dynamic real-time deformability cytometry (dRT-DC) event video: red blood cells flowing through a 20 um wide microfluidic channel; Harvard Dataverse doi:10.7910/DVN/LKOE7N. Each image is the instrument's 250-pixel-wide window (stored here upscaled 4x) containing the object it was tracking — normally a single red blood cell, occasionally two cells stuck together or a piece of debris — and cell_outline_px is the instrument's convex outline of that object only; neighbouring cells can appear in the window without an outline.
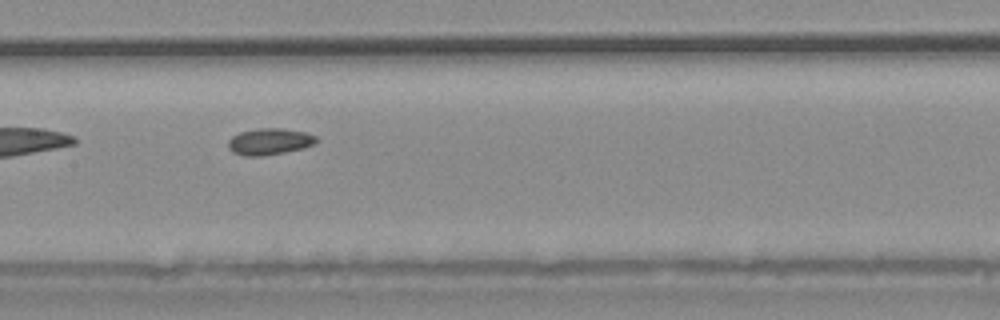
{"species": "common noctule bat (a hibernating species)", "species_latin": "Nyctalus noctula", "temperature_condition": "warm", "stored_images_in_passage": 24, "camera_frame_rate_fps": 3000, "um_per_image_px": 0.085, "animal": {"sex": "male", "body_mass_g": 20.4}, "frame": {"image": 1, "passage_image": 8, "time_ms": 2.333, "image_size_px": [1000, 320], "cell_outline_px": [[316, 144], [304, 148], [284, 152], [260, 156], [244, 156], [232, 152], [228, 148], [228, 140], [232, 136], [240, 132], [260, 128], [280, 128], [304, 132], [316, 136]], "centroid_in_image_um": [22.89, 12.04], "position_along_channel_um": 184.5, "area_um2": 13.58}}